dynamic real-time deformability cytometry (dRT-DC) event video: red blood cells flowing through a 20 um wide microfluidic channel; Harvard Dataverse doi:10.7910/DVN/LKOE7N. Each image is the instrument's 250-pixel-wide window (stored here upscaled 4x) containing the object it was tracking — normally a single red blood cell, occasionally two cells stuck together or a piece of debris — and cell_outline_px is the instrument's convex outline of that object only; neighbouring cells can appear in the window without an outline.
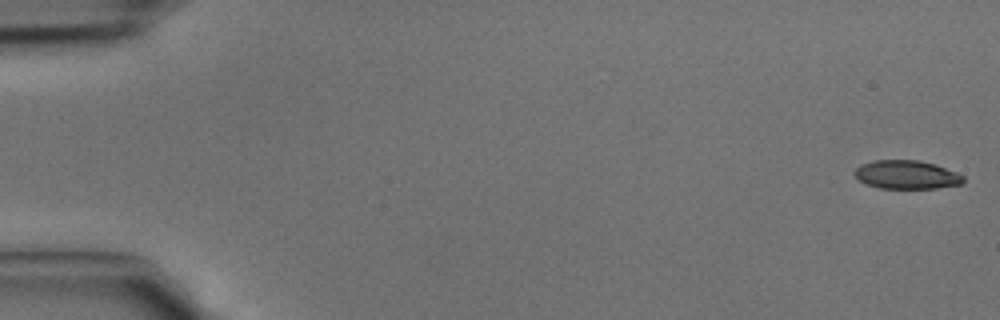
{"species": "common noctule bat (a hibernating species)", "species_latin": "Nyctalus noctula", "temperature_condition": "cold", "stored_images_in_passage": 7, "camera_frame_rate_fps": 3000, "um_per_image_px": 0.085, "animal": {"sex": "male", "body_mass_g": 15.6}, "frame": {"image": 1, "passage_image": 1, "time_ms": 0.0, "image_size_px": [1000, 320], "cell_outline_px": [[964, 184], [936, 188], [880, 188], [868, 184], [860, 180], [852, 172], [860, 164], [876, 160], [920, 160], [936, 164], [956, 172], [964, 176]], "centroid_in_image_um": [77.09, 14.84], "position_along_channel_um": 7.9, "area_um2": 18.15}}